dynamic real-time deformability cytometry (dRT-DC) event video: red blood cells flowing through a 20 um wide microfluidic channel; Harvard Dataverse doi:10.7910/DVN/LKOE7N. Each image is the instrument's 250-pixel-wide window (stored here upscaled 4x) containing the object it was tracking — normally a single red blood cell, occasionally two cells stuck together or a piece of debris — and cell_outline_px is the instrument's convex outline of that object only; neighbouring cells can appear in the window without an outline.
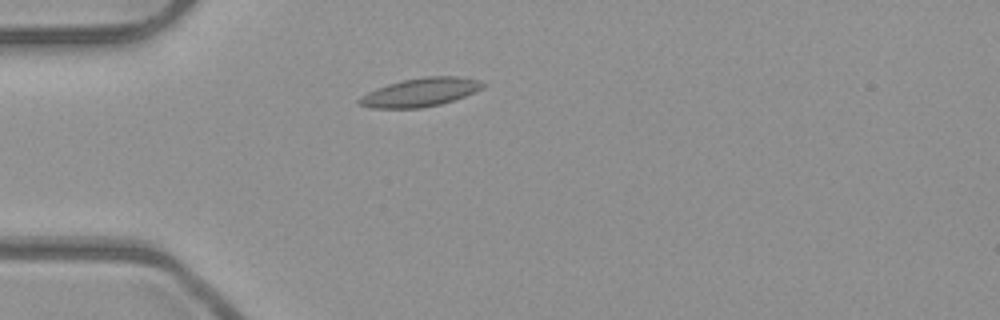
{"species": "common noctule bat (a hibernating species)", "species_latin": "Nyctalus noctula", "temperature_condition": "room temperature", "stored_images_in_passage": 40, "camera_frame_rate_fps": 3000, "um_per_image_px": 0.085, "animal": {"sex": "male", "body_mass_g": 23.1, "forearm_length_mm": 52.7}, "frame": {"image": 1, "passage_image": 3, "time_ms": 0.667, "image_size_px": [1000, 320], "cell_outline_px": [[488, 84], [484, 88], [464, 96], [440, 104], [420, 108], [372, 108], [360, 104], [356, 100], [360, 96], [376, 88], [388, 84], [404, 80], [424, 76], [456, 76], [480, 80]], "centroid_in_image_um": [35.75, 7.83], "position_along_channel_um": 49.3, "area_um2": 20.52}}
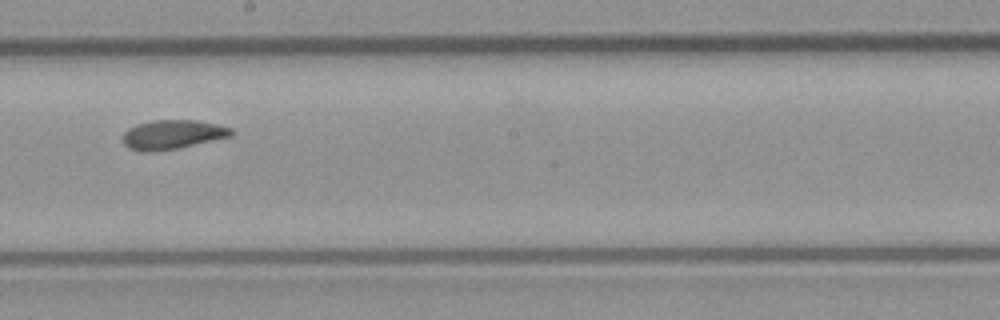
{"frame": {"image": 2, "passage_image": 18, "time_ms": 5.667, "image_size_px": [1000, 320], "cell_outline_px": [[232, 136], [176, 148], [148, 152], [140, 152], [128, 148], [124, 144], [124, 132], [128, 128], [136, 124], [152, 120], [196, 120], [216, 124], [232, 128]], "centroid_in_image_um": [14.63, 11.43], "position_along_channel_um": 233.6, "area_um2": 18.32}}
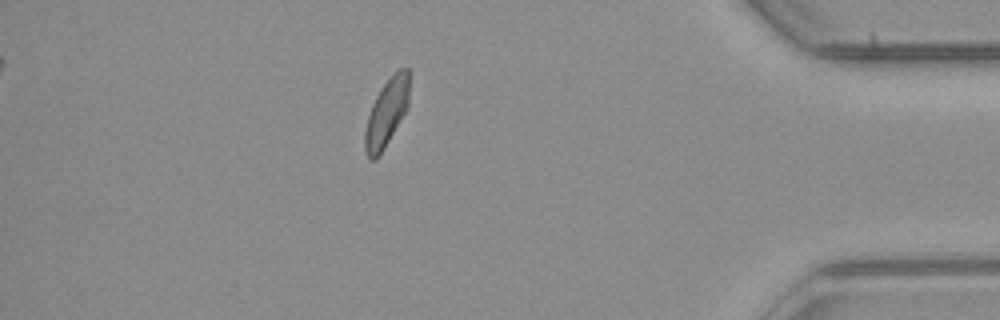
{"frame": {"image": 3, "passage_image": 34, "time_ms": 11.0, "image_size_px": [1000, 320], "cell_outline_px": [[408, 108], [384, 148], [376, 160], [372, 160], [368, 156], [364, 148], [364, 132], [368, 116], [372, 104], [380, 88], [400, 68], [408, 68]], "centroid_in_image_um": [32.84, 9.62], "position_along_channel_um": 402.4, "area_um2": 17.17}, "authors_computed_cell_mechanics": {"area_um2": 18.2359, "velocity_mm_per_s": 3.9658, "shape_relaxation_time_tau1_ms": 7.3628, "shape_relaxation_time_tau2_ms": 2.2463, "deformation_change_tau1": 0.1597, "deformation_change_tau2": 0.0752}}